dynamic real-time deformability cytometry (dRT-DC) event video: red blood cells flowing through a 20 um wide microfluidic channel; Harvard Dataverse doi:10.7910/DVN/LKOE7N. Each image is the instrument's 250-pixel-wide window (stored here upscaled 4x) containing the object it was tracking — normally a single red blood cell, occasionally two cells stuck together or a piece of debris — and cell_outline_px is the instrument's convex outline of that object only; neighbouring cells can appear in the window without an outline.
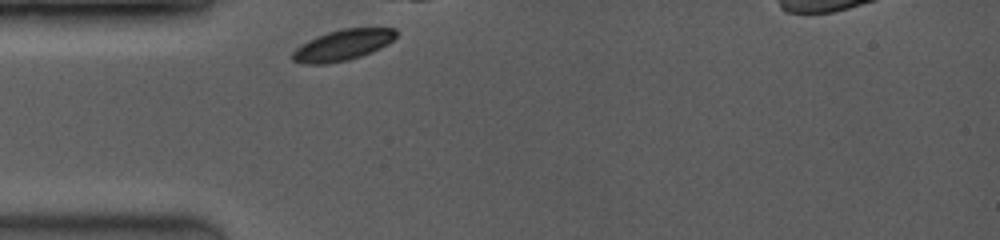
{"species": "common noctule bat (a hibernating species)", "species_latin": "Nyctalus noctula", "temperature_condition": "room temperature", "stored_images_in_passage": 34, "camera_frame_rate_fps": 3500, "um_per_image_px": 0.085, "animal": {"sex": "female", "body_mass_g": 19.0, "forearm_length_mm": 53.3}, "frame": {"image": 1, "passage_image": 1, "time_ms": 0.0, "image_size_px": [1000, 240], "cell_outline_px": [[396, 36], [388, 44], [380, 48], [360, 56], [348, 60], [328, 64], [304, 64], [292, 60], [292, 52], [296, 48], [308, 40], [328, 32], [344, 28], [396, 28]], "centroid_in_image_um": [29.12, 3.84], "position_along_channel_um": 55.9, "area_um2": 18.5}}
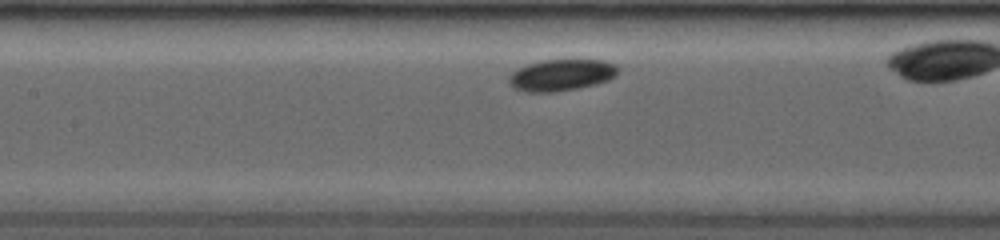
{"frame": {"image": 2, "passage_image": 11, "time_ms": 2.857, "image_size_px": [1000, 240], "cell_outline_px": [[620, 68], [616, 76], [608, 80], [596, 84], [576, 88], [552, 92], [528, 92], [516, 88], [508, 80], [508, 76], [516, 68], [528, 64], [544, 60], [604, 60], [616, 64]], "centroid_in_image_um": [47.75, 6.36], "position_along_channel_um": 159.7, "area_um2": 20.0}}
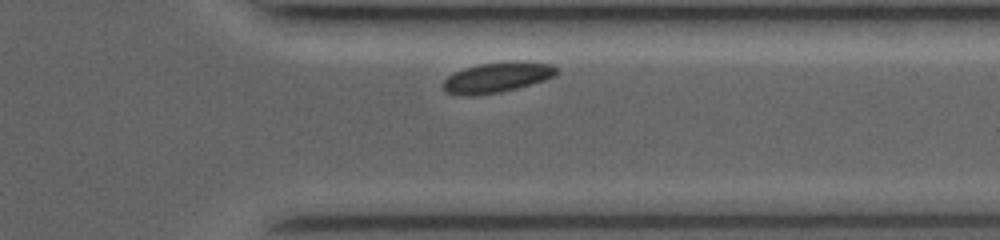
{"frame": {"image": 3, "passage_image": 30, "time_ms": 8.286, "image_size_px": [1000, 240], "cell_outline_px": [[560, 72], [556, 76], [544, 80], [516, 88], [500, 92], [476, 96], [460, 96], [444, 92], [444, 80], [452, 72], [464, 68], [480, 64], [508, 60], [524, 60], [548, 64], [556, 68]], "centroid_in_image_um": [42.24, 6.57], "position_along_channel_um": 369.2, "area_um2": 20.4}, "authors_computed_cell_mechanics": {"area_um2": 19.9699, "velocity_mm_per_s": 3.8375, "shape_relaxation_time_tau1_ms": 2.7837, "shape_relaxation_time_tau2_ms": null, "deformation_change_tau1": 0.0636, "deformation_change_tau2": null}}